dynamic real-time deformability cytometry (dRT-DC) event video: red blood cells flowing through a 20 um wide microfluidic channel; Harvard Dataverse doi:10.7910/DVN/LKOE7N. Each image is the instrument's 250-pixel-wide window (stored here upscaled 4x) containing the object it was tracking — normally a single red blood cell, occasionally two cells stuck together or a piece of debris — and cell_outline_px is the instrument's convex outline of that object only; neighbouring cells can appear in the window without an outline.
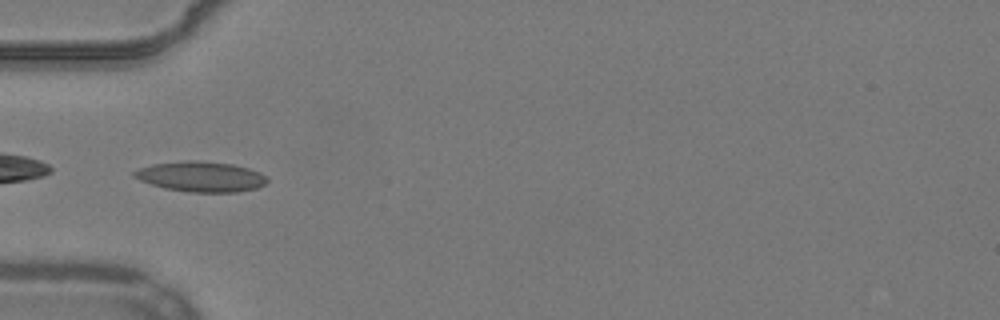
{"species": "common noctule bat (a hibernating species)", "species_latin": "Nyctalus noctula", "temperature_condition": "warm", "stored_images_in_passage": 53, "camera_frame_rate_fps": 3000, "um_per_image_px": 0.085, "animal": {"sex": "male", "body_mass_g": 19.2, "forearm_length_mm": 51.8}, "frame": {"image": 1, "passage_image": 18, "time_ms": 5.667, "image_size_px": [1000, 320], "cell_outline_px": [[268, 180], [264, 184], [256, 188], [236, 192], [188, 192], [164, 188], [140, 180], [132, 176], [132, 172], [140, 168], [152, 164], [184, 160], [196, 160], [232, 164], [248, 168], [260, 172], [268, 176]], "centroid_in_image_um": [17.08, 15.01], "position_along_channel_um": 67.9, "area_um2": 23.52}}
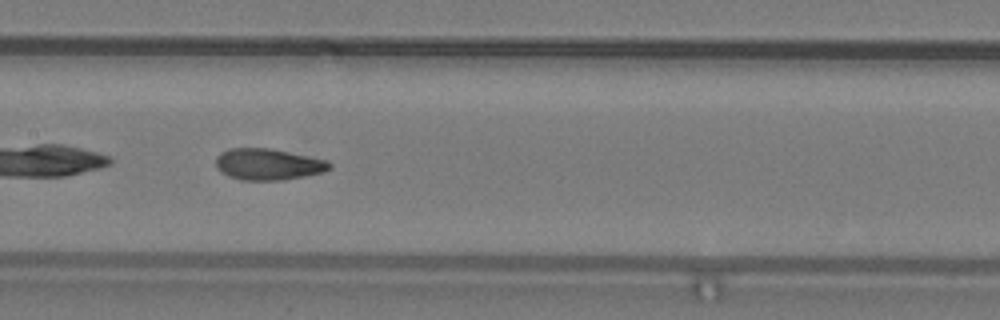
{"frame": {"image": 2, "passage_image": 27, "time_ms": 8.667, "image_size_px": [1000, 320], "cell_outline_px": [[332, 168], [324, 172], [304, 176], [280, 180], [240, 180], [228, 176], [220, 172], [216, 168], [216, 156], [220, 152], [228, 148], [268, 148], [328, 160], [332, 164]], "centroid_in_image_um": [22.77, 13.96], "position_along_channel_um": 184.6, "area_um2": 20.92}}
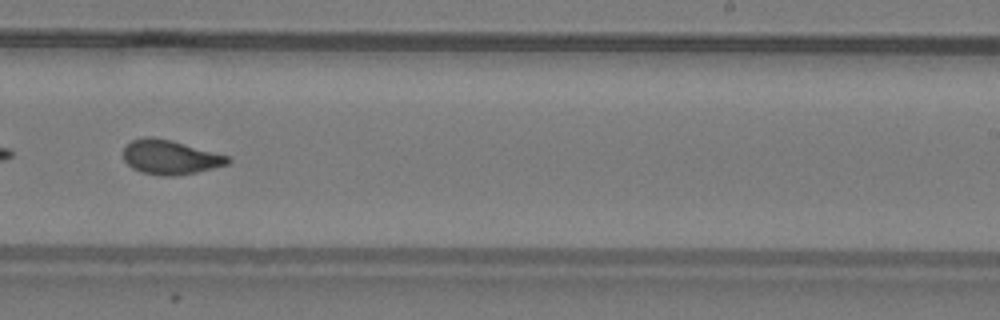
{"frame": {"image": 3, "passage_image": 34, "time_ms": 11.0, "image_size_px": [1000, 320], "cell_outline_px": [[232, 160], [228, 164], [196, 172], [176, 176], [164, 176], [140, 172], [132, 168], [124, 160], [124, 148], [132, 140], [144, 136], [152, 136], [172, 140], [228, 156]], "centroid_in_image_um": [14.45, 13.36], "position_along_channel_um": 274.6, "area_um2": 20.87}, "authors_computed_cell_mechanics": {"area_um2": 22.831, "velocity_mm_per_s": 3.8729, "shape_relaxation_time_tau1_ms": null, "shape_relaxation_time_tau2_ms": 1.3082, "deformation_change_tau1": null, "deformation_change_tau2": 0.0776}}